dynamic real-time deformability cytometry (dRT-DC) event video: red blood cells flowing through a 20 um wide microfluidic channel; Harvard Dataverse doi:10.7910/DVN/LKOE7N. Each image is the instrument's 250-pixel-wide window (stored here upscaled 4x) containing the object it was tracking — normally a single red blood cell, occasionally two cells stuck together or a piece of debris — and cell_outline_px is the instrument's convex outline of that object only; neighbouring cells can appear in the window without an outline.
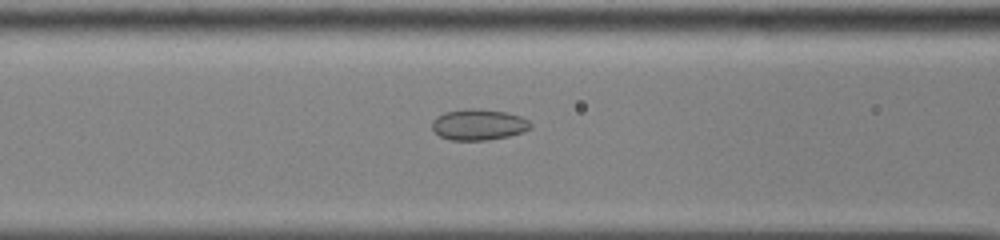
{"species": "common noctule bat (a hibernating species)", "species_latin": "Nyctalus noctula", "temperature_condition": "cold", "stored_images_in_passage": 54, "camera_frame_rate_fps": 3000, "um_per_image_px": 0.085, "animal": {"sex": "male", "body_mass_g": 13.0, "forearm_length_mm": 53.1}, "frame": {"image": 1, "passage_image": 24, "time_ms": 7.667, "image_size_px": [1000, 240], "cell_outline_px": [[532, 128], [524, 132], [508, 136], [488, 140], [452, 140], [440, 136], [432, 128], [432, 120], [436, 116], [444, 112], [504, 112], [520, 116], [528, 120], [532, 124]], "centroid_in_image_um": [40.71, 10.66], "position_along_channel_um": 125.9, "area_um2": 16.88}}
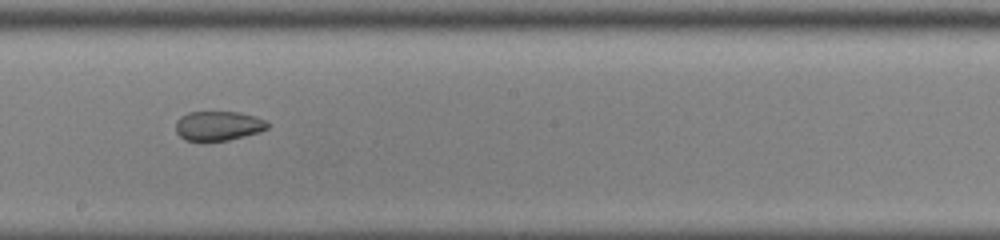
{"frame": {"image": 2, "passage_image": 32, "time_ms": 10.333, "image_size_px": [1000, 240], "cell_outline_px": [[268, 128], [260, 132], [228, 140], [184, 140], [176, 132], [176, 120], [180, 116], [188, 112], [240, 112], [264, 120], [268, 124]], "centroid_in_image_um": [18.52, 10.69], "position_along_channel_um": 229.7, "area_um2": 15.61}}
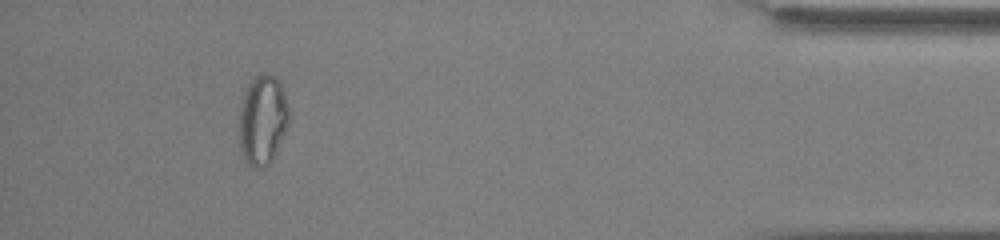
{"frame": {"image": 3, "passage_image": 50, "time_ms": 16.333, "image_size_px": [1000, 240], "cell_outline_px": [[292, 116], [272, 160], [264, 168], [252, 168], [240, 152], [240, 108], [244, 92], [248, 84], [260, 72], [264, 72], [280, 80]], "centroid_in_image_um": [22.35, 10.17], "position_along_channel_um": 412.9, "area_um2": 26.3}, "authors_computed_cell_mechanics": {"area_um2": 21.6461, "velocity_mm_per_s": 3.8943, "shape_relaxation_time_tau1_ms": null, "shape_relaxation_time_tau2_ms": 1.7327, "deformation_change_tau1": null, "deformation_change_tau2": 0.0576}}